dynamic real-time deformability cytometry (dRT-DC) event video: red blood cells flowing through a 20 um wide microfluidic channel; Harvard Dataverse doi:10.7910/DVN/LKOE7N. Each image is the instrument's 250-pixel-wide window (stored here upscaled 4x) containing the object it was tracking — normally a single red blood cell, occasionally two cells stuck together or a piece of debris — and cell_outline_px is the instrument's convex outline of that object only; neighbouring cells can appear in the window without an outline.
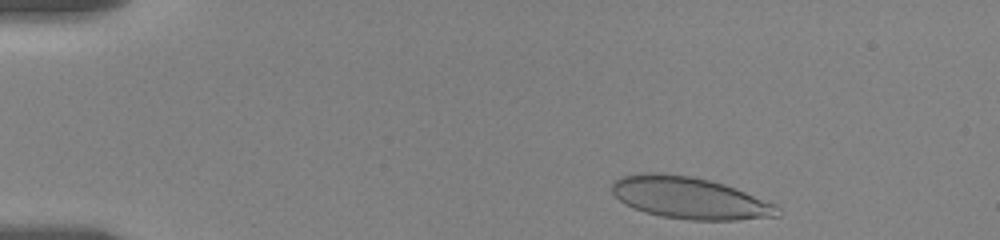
{"species": "human", "species_latin": "Homo sapiens", "temperature_condition": "room temperature", "stored_images_in_passage": 12, "camera_frame_rate_fps": 3000, "um_per_image_px": 0.085, "donor": {"sex": "female"}, "frame": {"image": 1, "passage_image": 2, "time_ms": 0.333, "image_size_px": [1000, 240], "cell_outline_px": [[780, 216], [736, 220], [688, 220], [660, 216], [644, 212], [632, 208], [624, 204], [612, 192], [612, 180], [620, 176], [640, 172], [656, 172], [692, 176], [724, 184], [776, 204], [780, 208]], "centroid_in_image_um": [58.58, 16.82], "position_along_channel_um": 26.4, "area_um2": 40.69}}
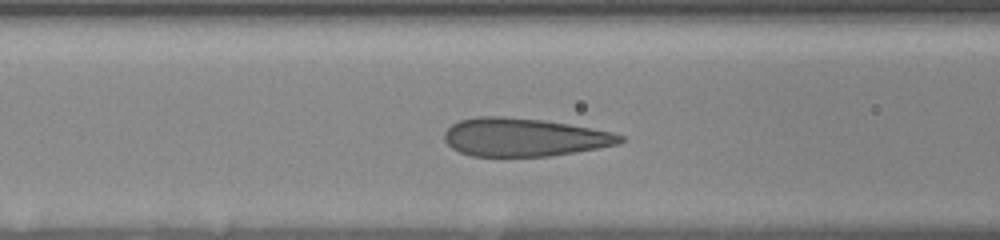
{"frame": {"image": 2, "passage_image": 10, "time_ms": 5.333, "image_size_px": [1000, 240], "cell_outline_px": [[624, 140], [620, 144], [552, 156], [472, 156], [460, 152], [452, 148], [444, 140], [444, 132], [452, 124], [460, 120], [476, 116], [500, 116], [544, 120], [592, 128], [612, 132], [624, 136]], "centroid_in_image_um": [44.54, 11.66], "position_along_channel_um": 122.1, "area_um2": 39.19}}
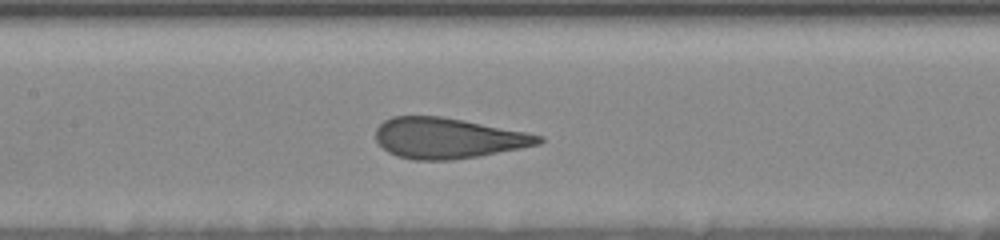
{"frame": {"image": 3, "passage_image": 12, "time_ms": 6.667, "image_size_px": [1000, 240], "cell_outline_px": [[544, 140], [540, 144], [480, 156], [452, 160], [412, 160], [396, 156], [388, 152], [376, 140], [376, 128], [384, 120], [392, 116], [440, 116], [464, 120], [528, 132], [544, 136]], "centroid_in_image_um": [38.08, 11.74], "position_along_channel_um": 169.3, "area_um2": 38.73}}